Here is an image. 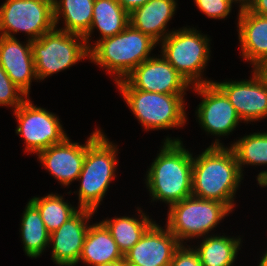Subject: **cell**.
<instances>
[{
	"label": "cell",
	"mask_w": 267,
	"mask_h": 266,
	"mask_svg": "<svg viewBox=\"0 0 267 266\" xmlns=\"http://www.w3.org/2000/svg\"><path fill=\"white\" fill-rule=\"evenodd\" d=\"M243 179L234 150L217 139L198 157H193L192 196L216 200L234 208V196Z\"/></svg>",
	"instance_id": "cell-1"
},
{
	"label": "cell",
	"mask_w": 267,
	"mask_h": 266,
	"mask_svg": "<svg viewBox=\"0 0 267 266\" xmlns=\"http://www.w3.org/2000/svg\"><path fill=\"white\" fill-rule=\"evenodd\" d=\"M192 167L193 155L183 148L182 141L166 138L146 174L152 200L171 206L192 196Z\"/></svg>",
	"instance_id": "cell-2"
},
{
	"label": "cell",
	"mask_w": 267,
	"mask_h": 266,
	"mask_svg": "<svg viewBox=\"0 0 267 266\" xmlns=\"http://www.w3.org/2000/svg\"><path fill=\"white\" fill-rule=\"evenodd\" d=\"M157 42L130 24L117 35L99 39L90 47L89 60L107 69L115 82L124 80L138 65L151 58Z\"/></svg>",
	"instance_id": "cell-3"
},
{
	"label": "cell",
	"mask_w": 267,
	"mask_h": 266,
	"mask_svg": "<svg viewBox=\"0 0 267 266\" xmlns=\"http://www.w3.org/2000/svg\"><path fill=\"white\" fill-rule=\"evenodd\" d=\"M117 149L104 133L86 149L83 167L77 178L81 180L78 208L97 212L110 182L116 177Z\"/></svg>",
	"instance_id": "cell-4"
},
{
	"label": "cell",
	"mask_w": 267,
	"mask_h": 266,
	"mask_svg": "<svg viewBox=\"0 0 267 266\" xmlns=\"http://www.w3.org/2000/svg\"><path fill=\"white\" fill-rule=\"evenodd\" d=\"M198 32L185 27L170 32L161 41L162 56L193 86L213 82L201 79L210 57V39Z\"/></svg>",
	"instance_id": "cell-5"
},
{
	"label": "cell",
	"mask_w": 267,
	"mask_h": 266,
	"mask_svg": "<svg viewBox=\"0 0 267 266\" xmlns=\"http://www.w3.org/2000/svg\"><path fill=\"white\" fill-rule=\"evenodd\" d=\"M31 48L39 80L65 70L79 60L89 58V50L83 36L64 32L58 28L37 40H31Z\"/></svg>",
	"instance_id": "cell-6"
},
{
	"label": "cell",
	"mask_w": 267,
	"mask_h": 266,
	"mask_svg": "<svg viewBox=\"0 0 267 266\" xmlns=\"http://www.w3.org/2000/svg\"><path fill=\"white\" fill-rule=\"evenodd\" d=\"M230 212L222 202L190 196L169 206L166 227L183 244L185 239L208 235Z\"/></svg>",
	"instance_id": "cell-7"
},
{
	"label": "cell",
	"mask_w": 267,
	"mask_h": 266,
	"mask_svg": "<svg viewBox=\"0 0 267 266\" xmlns=\"http://www.w3.org/2000/svg\"><path fill=\"white\" fill-rule=\"evenodd\" d=\"M138 121L148 129H171L184 126L185 94H162L138 89H119Z\"/></svg>",
	"instance_id": "cell-8"
},
{
	"label": "cell",
	"mask_w": 267,
	"mask_h": 266,
	"mask_svg": "<svg viewBox=\"0 0 267 266\" xmlns=\"http://www.w3.org/2000/svg\"><path fill=\"white\" fill-rule=\"evenodd\" d=\"M55 28L53 0H6L0 6V35L15 38L20 31L37 40Z\"/></svg>",
	"instance_id": "cell-9"
},
{
	"label": "cell",
	"mask_w": 267,
	"mask_h": 266,
	"mask_svg": "<svg viewBox=\"0 0 267 266\" xmlns=\"http://www.w3.org/2000/svg\"><path fill=\"white\" fill-rule=\"evenodd\" d=\"M14 114L19 124L16 133L23 137L25 150L30 153L38 154L67 137L56 114L36 107L29 98L14 110Z\"/></svg>",
	"instance_id": "cell-10"
},
{
	"label": "cell",
	"mask_w": 267,
	"mask_h": 266,
	"mask_svg": "<svg viewBox=\"0 0 267 266\" xmlns=\"http://www.w3.org/2000/svg\"><path fill=\"white\" fill-rule=\"evenodd\" d=\"M151 57L138 65L124 80L118 81L119 89H138L162 94H185L187 80L161 55Z\"/></svg>",
	"instance_id": "cell-11"
},
{
	"label": "cell",
	"mask_w": 267,
	"mask_h": 266,
	"mask_svg": "<svg viewBox=\"0 0 267 266\" xmlns=\"http://www.w3.org/2000/svg\"><path fill=\"white\" fill-rule=\"evenodd\" d=\"M193 87L203 99L196 112L202 129L215 136H226L235 130L242 120L226 95L213 82Z\"/></svg>",
	"instance_id": "cell-12"
},
{
	"label": "cell",
	"mask_w": 267,
	"mask_h": 266,
	"mask_svg": "<svg viewBox=\"0 0 267 266\" xmlns=\"http://www.w3.org/2000/svg\"><path fill=\"white\" fill-rule=\"evenodd\" d=\"M253 72L250 80L213 82L247 123L267 117V83L256 69Z\"/></svg>",
	"instance_id": "cell-13"
},
{
	"label": "cell",
	"mask_w": 267,
	"mask_h": 266,
	"mask_svg": "<svg viewBox=\"0 0 267 266\" xmlns=\"http://www.w3.org/2000/svg\"><path fill=\"white\" fill-rule=\"evenodd\" d=\"M96 129L86 144L73 143L67 136L61 143L53 144L37 155L39 161L62 185L68 186L77 180L83 167L86 149L102 134Z\"/></svg>",
	"instance_id": "cell-14"
},
{
	"label": "cell",
	"mask_w": 267,
	"mask_h": 266,
	"mask_svg": "<svg viewBox=\"0 0 267 266\" xmlns=\"http://www.w3.org/2000/svg\"><path fill=\"white\" fill-rule=\"evenodd\" d=\"M179 240L168 230L155 222L146 230L140 240L124 254L127 265L170 266Z\"/></svg>",
	"instance_id": "cell-15"
},
{
	"label": "cell",
	"mask_w": 267,
	"mask_h": 266,
	"mask_svg": "<svg viewBox=\"0 0 267 266\" xmlns=\"http://www.w3.org/2000/svg\"><path fill=\"white\" fill-rule=\"evenodd\" d=\"M94 211L80 209L50 234L52 244V260L59 266H75L78 264L87 231L88 221Z\"/></svg>",
	"instance_id": "cell-16"
},
{
	"label": "cell",
	"mask_w": 267,
	"mask_h": 266,
	"mask_svg": "<svg viewBox=\"0 0 267 266\" xmlns=\"http://www.w3.org/2000/svg\"><path fill=\"white\" fill-rule=\"evenodd\" d=\"M0 65L28 97L32 78L37 80L31 40L23 45L16 38L0 35Z\"/></svg>",
	"instance_id": "cell-17"
},
{
	"label": "cell",
	"mask_w": 267,
	"mask_h": 266,
	"mask_svg": "<svg viewBox=\"0 0 267 266\" xmlns=\"http://www.w3.org/2000/svg\"><path fill=\"white\" fill-rule=\"evenodd\" d=\"M238 33L242 57L250 61L253 69L267 63V16L239 7Z\"/></svg>",
	"instance_id": "cell-18"
},
{
	"label": "cell",
	"mask_w": 267,
	"mask_h": 266,
	"mask_svg": "<svg viewBox=\"0 0 267 266\" xmlns=\"http://www.w3.org/2000/svg\"><path fill=\"white\" fill-rule=\"evenodd\" d=\"M176 4L175 0H149L129 14V24L158 43L170 34L166 27L175 14Z\"/></svg>",
	"instance_id": "cell-19"
},
{
	"label": "cell",
	"mask_w": 267,
	"mask_h": 266,
	"mask_svg": "<svg viewBox=\"0 0 267 266\" xmlns=\"http://www.w3.org/2000/svg\"><path fill=\"white\" fill-rule=\"evenodd\" d=\"M124 259L109 230L102 223L90 225L79 260L97 266Z\"/></svg>",
	"instance_id": "cell-20"
},
{
	"label": "cell",
	"mask_w": 267,
	"mask_h": 266,
	"mask_svg": "<svg viewBox=\"0 0 267 266\" xmlns=\"http://www.w3.org/2000/svg\"><path fill=\"white\" fill-rule=\"evenodd\" d=\"M129 25V13L117 0H95L93 18L90 30L84 36L88 50H90L89 37L94 28H98L101 39L112 37L122 32Z\"/></svg>",
	"instance_id": "cell-21"
},
{
	"label": "cell",
	"mask_w": 267,
	"mask_h": 266,
	"mask_svg": "<svg viewBox=\"0 0 267 266\" xmlns=\"http://www.w3.org/2000/svg\"><path fill=\"white\" fill-rule=\"evenodd\" d=\"M95 0H53L55 27L63 16L65 27L58 30L85 36L90 30Z\"/></svg>",
	"instance_id": "cell-22"
},
{
	"label": "cell",
	"mask_w": 267,
	"mask_h": 266,
	"mask_svg": "<svg viewBox=\"0 0 267 266\" xmlns=\"http://www.w3.org/2000/svg\"><path fill=\"white\" fill-rule=\"evenodd\" d=\"M20 226L25 254L31 258H37L46 247H49L50 233L38 209L30 201L25 207Z\"/></svg>",
	"instance_id": "cell-23"
},
{
	"label": "cell",
	"mask_w": 267,
	"mask_h": 266,
	"mask_svg": "<svg viewBox=\"0 0 267 266\" xmlns=\"http://www.w3.org/2000/svg\"><path fill=\"white\" fill-rule=\"evenodd\" d=\"M241 238L229 236H210L204 238L195 250L197 251L202 266H233Z\"/></svg>",
	"instance_id": "cell-24"
},
{
	"label": "cell",
	"mask_w": 267,
	"mask_h": 266,
	"mask_svg": "<svg viewBox=\"0 0 267 266\" xmlns=\"http://www.w3.org/2000/svg\"><path fill=\"white\" fill-rule=\"evenodd\" d=\"M140 218L142 219L121 216L101 221L109 230L123 255L140 240L146 230L154 223L144 213L141 214Z\"/></svg>",
	"instance_id": "cell-25"
},
{
	"label": "cell",
	"mask_w": 267,
	"mask_h": 266,
	"mask_svg": "<svg viewBox=\"0 0 267 266\" xmlns=\"http://www.w3.org/2000/svg\"><path fill=\"white\" fill-rule=\"evenodd\" d=\"M29 201L38 209L50 234L79 210L65 202L63 196L57 194L50 193L45 197H33Z\"/></svg>",
	"instance_id": "cell-26"
},
{
	"label": "cell",
	"mask_w": 267,
	"mask_h": 266,
	"mask_svg": "<svg viewBox=\"0 0 267 266\" xmlns=\"http://www.w3.org/2000/svg\"><path fill=\"white\" fill-rule=\"evenodd\" d=\"M230 147L234 150L242 176V165L267 164V132L244 136Z\"/></svg>",
	"instance_id": "cell-27"
},
{
	"label": "cell",
	"mask_w": 267,
	"mask_h": 266,
	"mask_svg": "<svg viewBox=\"0 0 267 266\" xmlns=\"http://www.w3.org/2000/svg\"><path fill=\"white\" fill-rule=\"evenodd\" d=\"M27 98L0 65V106H11L16 110Z\"/></svg>",
	"instance_id": "cell-28"
},
{
	"label": "cell",
	"mask_w": 267,
	"mask_h": 266,
	"mask_svg": "<svg viewBox=\"0 0 267 266\" xmlns=\"http://www.w3.org/2000/svg\"><path fill=\"white\" fill-rule=\"evenodd\" d=\"M201 12L210 18L225 19L231 12L235 0H194Z\"/></svg>",
	"instance_id": "cell-29"
},
{
	"label": "cell",
	"mask_w": 267,
	"mask_h": 266,
	"mask_svg": "<svg viewBox=\"0 0 267 266\" xmlns=\"http://www.w3.org/2000/svg\"><path fill=\"white\" fill-rule=\"evenodd\" d=\"M170 266H202L199 255L194 248L181 244L174 253Z\"/></svg>",
	"instance_id": "cell-30"
},
{
	"label": "cell",
	"mask_w": 267,
	"mask_h": 266,
	"mask_svg": "<svg viewBox=\"0 0 267 266\" xmlns=\"http://www.w3.org/2000/svg\"><path fill=\"white\" fill-rule=\"evenodd\" d=\"M246 7L255 14L267 16V0H251Z\"/></svg>",
	"instance_id": "cell-31"
},
{
	"label": "cell",
	"mask_w": 267,
	"mask_h": 266,
	"mask_svg": "<svg viewBox=\"0 0 267 266\" xmlns=\"http://www.w3.org/2000/svg\"><path fill=\"white\" fill-rule=\"evenodd\" d=\"M120 5L130 14L133 10L146 4L149 0H117Z\"/></svg>",
	"instance_id": "cell-32"
},
{
	"label": "cell",
	"mask_w": 267,
	"mask_h": 266,
	"mask_svg": "<svg viewBox=\"0 0 267 266\" xmlns=\"http://www.w3.org/2000/svg\"><path fill=\"white\" fill-rule=\"evenodd\" d=\"M257 181H258L259 186L267 187V170L262 171L258 174Z\"/></svg>",
	"instance_id": "cell-33"
},
{
	"label": "cell",
	"mask_w": 267,
	"mask_h": 266,
	"mask_svg": "<svg viewBox=\"0 0 267 266\" xmlns=\"http://www.w3.org/2000/svg\"><path fill=\"white\" fill-rule=\"evenodd\" d=\"M97 266H128L125 259H121L112 263L97 265Z\"/></svg>",
	"instance_id": "cell-34"
},
{
	"label": "cell",
	"mask_w": 267,
	"mask_h": 266,
	"mask_svg": "<svg viewBox=\"0 0 267 266\" xmlns=\"http://www.w3.org/2000/svg\"><path fill=\"white\" fill-rule=\"evenodd\" d=\"M256 70L259 73H267V63L260 65Z\"/></svg>",
	"instance_id": "cell-35"
},
{
	"label": "cell",
	"mask_w": 267,
	"mask_h": 266,
	"mask_svg": "<svg viewBox=\"0 0 267 266\" xmlns=\"http://www.w3.org/2000/svg\"><path fill=\"white\" fill-rule=\"evenodd\" d=\"M260 261L261 262L259 263L258 266H267V251L265 254H263L262 259Z\"/></svg>",
	"instance_id": "cell-36"
},
{
	"label": "cell",
	"mask_w": 267,
	"mask_h": 266,
	"mask_svg": "<svg viewBox=\"0 0 267 266\" xmlns=\"http://www.w3.org/2000/svg\"><path fill=\"white\" fill-rule=\"evenodd\" d=\"M236 3H240V7L246 6L251 0H235Z\"/></svg>",
	"instance_id": "cell-37"
},
{
	"label": "cell",
	"mask_w": 267,
	"mask_h": 266,
	"mask_svg": "<svg viewBox=\"0 0 267 266\" xmlns=\"http://www.w3.org/2000/svg\"><path fill=\"white\" fill-rule=\"evenodd\" d=\"M260 75L265 79V81L267 83V73H260Z\"/></svg>",
	"instance_id": "cell-38"
}]
</instances>
